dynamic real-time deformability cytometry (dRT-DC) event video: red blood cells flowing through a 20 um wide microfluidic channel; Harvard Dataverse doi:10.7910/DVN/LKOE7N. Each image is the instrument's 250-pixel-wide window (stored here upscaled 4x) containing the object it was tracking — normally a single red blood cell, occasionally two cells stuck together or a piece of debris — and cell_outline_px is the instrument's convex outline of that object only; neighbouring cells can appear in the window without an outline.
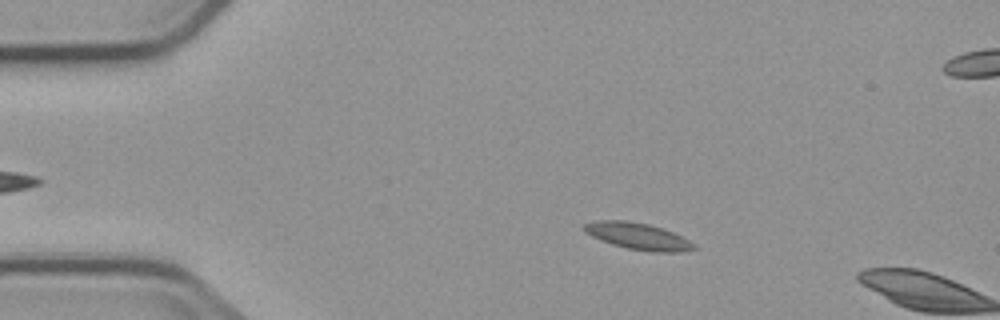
{"species": "common noctule bat (a hibernating species)", "species_latin": "Nyctalus noctula", "temperature_condition": "cold", "stored_images_in_passage": 4, "camera_frame_rate_fps": 3000, "um_per_image_px": 0.085, "animal": {"sex": "male", "body_mass_g": 23.1, "forearm_length_mm": 52.7}, "frame": {"image": 1, "passage_image": 3, "time_ms": 2.0, "image_size_px": [1000, 320], "cell_outline_px": [[700, 248], [680, 252], [652, 252], [628, 248], [612, 244], [600, 240], [584, 232], [584, 224], [600, 220], [628, 220], [648, 224], [672, 232], [696, 244]], "centroid_in_image_um": [54.25, 20.08], "position_along_channel_um": 30.8, "area_um2": 16.99}}